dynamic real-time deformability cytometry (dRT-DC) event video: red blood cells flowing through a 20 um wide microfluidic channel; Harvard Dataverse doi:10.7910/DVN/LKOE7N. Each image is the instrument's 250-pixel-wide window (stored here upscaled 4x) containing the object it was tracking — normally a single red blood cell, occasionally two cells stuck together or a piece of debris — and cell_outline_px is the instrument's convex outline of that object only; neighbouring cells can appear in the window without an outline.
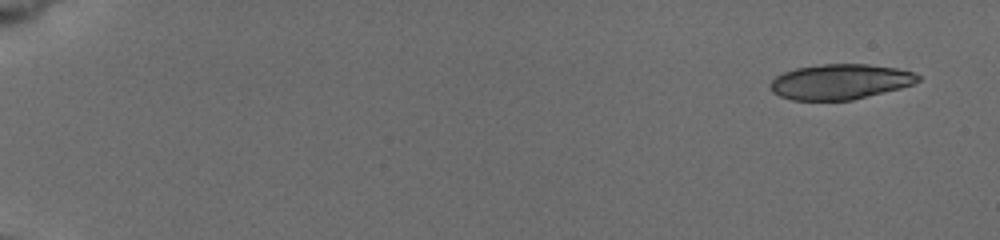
{"species": "common noctule bat (a hibernating species)", "species_latin": "Nyctalus noctula", "temperature_condition": "cold", "stored_images_in_passage": 39, "camera_frame_rate_fps": 3000, "um_per_image_px": 0.085, "animal": {"sex": "female", "body_mass_g": 19.5, "forearm_length_mm": 54.1}, "frame": {"image": 1, "passage_image": 1, "time_ms": 0.0, "image_size_px": [1000, 240], "cell_outline_px": [[920, 80], [912, 84], [900, 88], [852, 100], [792, 100], [780, 96], [772, 92], [772, 80], [776, 76], [784, 72], [796, 68], [824, 64], [868, 64], [896, 68], [912, 72], [920, 76]], "centroid_in_image_um": [71.42, 6.94], "position_along_channel_um": 13.6, "area_um2": 30.06}}
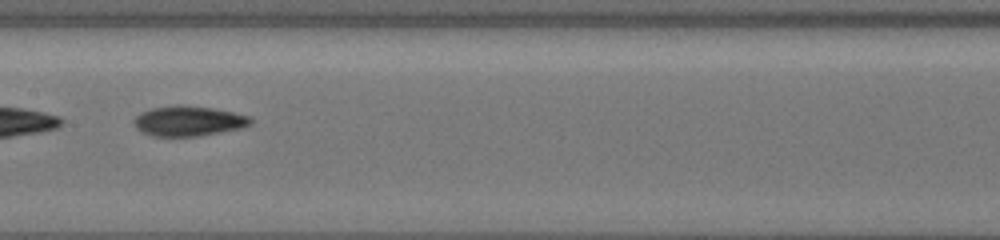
{"frame": {"image": 2, "passage_image": 20, "time_ms": 9.333, "image_size_px": [1000, 240], "cell_outline_px": [[252, 120], [244, 128], [200, 136], [152, 136], [136, 128], [136, 116], [140, 112], [152, 108], [176, 104], [180, 104], [212, 108], [252, 116]], "centroid_in_image_um": [16.06, 10.28], "position_along_channel_um": 191.3, "area_um2": 20.46}}
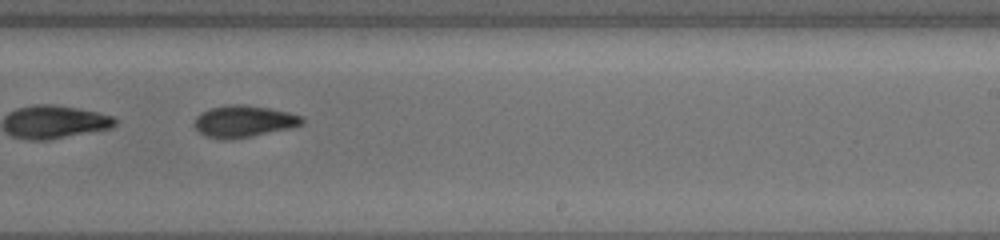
{"frame": {"image": 3, "passage_image": 25, "time_ms": 11.333, "image_size_px": [1000, 240], "cell_outline_px": [[304, 124], [288, 128], [252, 136], [232, 140], [220, 140], [208, 136], [200, 132], [196, 128], [196, 116], [200, 112], [212, 108], [228, 104], [244, 104], [268, 108], [288, 112], [304, 116]], "centroid_in_image_um": [20.74, 10.31], "position_along_channel_um": 268.3, "area_um2": 19.88}, "authors_computed_cell_mechanics": {"area_um2": 19.9988, "velocity_mm_per_s": 3.8646, "shape_relaxation_time_tau1_ms": 7.3779, "shape_relaxation_time_tau2_ms": 4.9919, "deformation_change_tau1": 0.1959, "deformation_change_tau2": 0.1031}}